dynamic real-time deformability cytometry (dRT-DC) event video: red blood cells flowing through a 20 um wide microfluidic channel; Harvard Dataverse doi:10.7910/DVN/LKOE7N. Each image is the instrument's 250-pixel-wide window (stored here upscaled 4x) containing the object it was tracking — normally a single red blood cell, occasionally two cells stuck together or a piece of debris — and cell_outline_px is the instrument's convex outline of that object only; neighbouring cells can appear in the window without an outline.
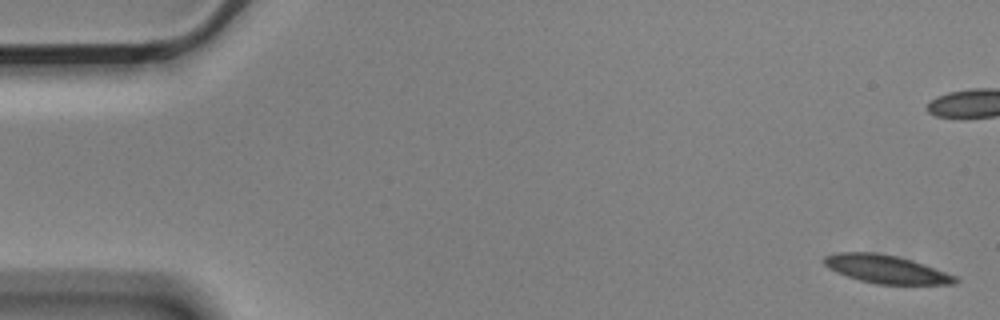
{"species": "Egyptian fruit bat (a non-hibernating species)", "species_latin": "Rousettus aegyptiacus", "temperature_condition": "cold", "stored_images_in_passage": 6, "camera_frame_rate_fps": 3000, "um_per_image_px": 0.085, "animal": {"sex": "male"}, "frame": {"image": 1, "passage_image": 1, "time_ms": 0.0, "image_size_px": [1000, 320], "cell_outline_px": [[960, 280], [952, 284], [876, 284], [860, 280], [836, 272], [828, 268], [824, 264], [824, 256], [836, 252], [876, 252], [896, 256], [912, 260], [924, 264], [956, 276]], "centroid_in_image_um": [75.3, 22.87], "position_along_channel_um": 9.7, "area_um2": 21.44}}